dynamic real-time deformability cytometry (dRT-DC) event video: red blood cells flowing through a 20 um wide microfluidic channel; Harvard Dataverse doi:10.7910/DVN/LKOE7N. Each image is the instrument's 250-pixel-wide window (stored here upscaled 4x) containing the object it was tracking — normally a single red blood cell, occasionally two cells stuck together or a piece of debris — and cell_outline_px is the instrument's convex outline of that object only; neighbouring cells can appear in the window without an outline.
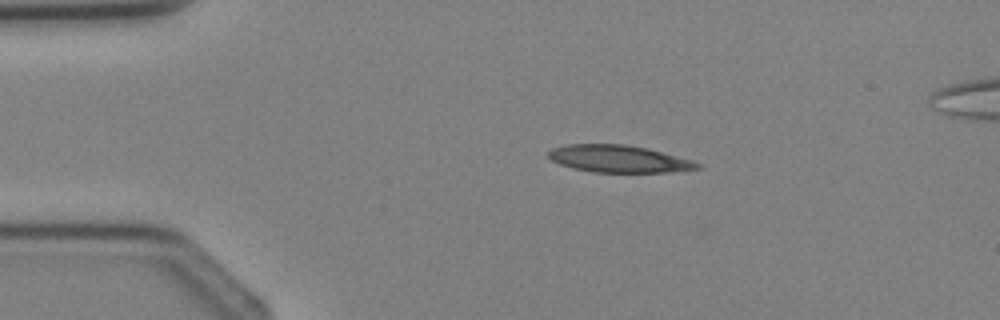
{"species": "Egyptian fruit bat (a non-hibernating species)", "species_latin": "Rousettus aegyptiacus", "temperature_condition": "cold", "stored_images_in_passage": 3, "camera_frame_rate_fps": 3000, "um_per_image_px": 0.085, "animal": {"sex": "female"}, "frame": {"image": 1, "passage_image": 1, "time_ms": 0.0, "image_size_px": [1000, 320], "cell_outline_px": [[704, 168], [664, 172], [592, 172], [572, 168], [560, 164], [552, 160], [548, 156], [548, 152], [552, 148], [564, 144], [624, 144], [648, 148], [692, 160], [704, 164]], "centroid_in_image_um": [52.61, 13.5], "position_along_channel_um": 32.4, "area_um2": 23.76}}
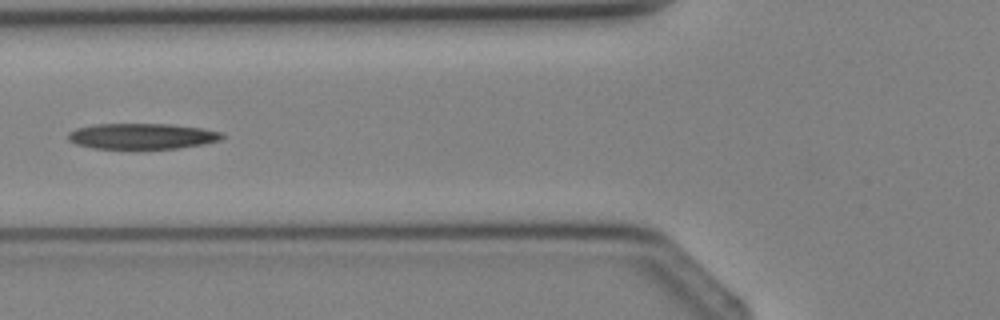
{"frame": {"image": 2, "passage_image": 3, "time_ms": 2.333, "image_size_px": [1000, 320], "cell_outline_px": [[224, 136], [220, 140], [204, 144], [180, 148], [92, 148], [76, 144], [68, 140], [68, 132], [76, 128], [96, 124], [168, 124], [200, 128], [220, 132]], "centroid_in_image_um": [12.04, 11.57], "position_along_channel_um": 113.8, "area_um2": 22.89}}